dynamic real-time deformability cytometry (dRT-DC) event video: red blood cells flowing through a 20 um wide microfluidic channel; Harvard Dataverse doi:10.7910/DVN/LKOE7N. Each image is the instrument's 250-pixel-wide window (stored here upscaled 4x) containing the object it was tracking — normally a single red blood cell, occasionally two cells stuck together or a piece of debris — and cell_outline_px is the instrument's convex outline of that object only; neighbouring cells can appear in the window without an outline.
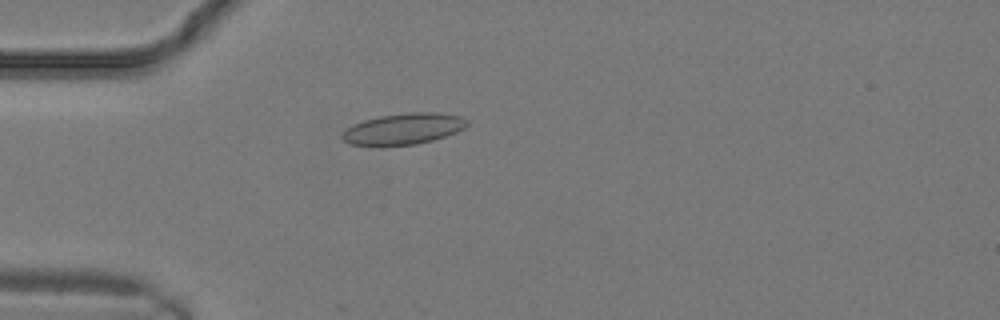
{"species": "common noctule bat (a hibernating species)", "species_latin": "Nyctalus noctula", "temperature_condition": "warm", "stored_images_in_passage": 12, "camera_frame_rate_fps": 3000, "um_per_image_px": 0.085, "animal": {"sex": "male", "body_mass_g": 19.2, "forearm_length_mm": 51.8}, "frame": {"image": 1, "passage_image": 8, "time_ms": 2.333, "image_size_px": [1000, 320], "cell_outline_px": [[468, 124], [464, 128], [456, 132], [432, 140], [416, 144], [348, 144], [340, 136], [348, 128], [364, 120], [380, 116], [408, 112], [436, 112], [460, 116], [468, 120]], "centroid_in_image_um": [34.35, 10.92], "position_along_channel_um": 50.7, "area_um2": 22.08}}
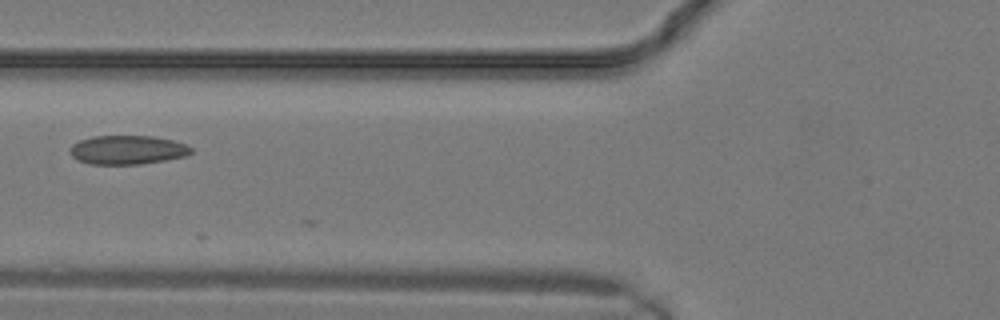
{"frame": {"image": 2, "passage_image": 11, "time_ms": 3.333, "image_size_px": [1000, 320], "cell_outline_px": [[192, 152], [184, 156], [164, 160], [140, 164], [88, 164], [76, 160], [68, 152], [72, 144], [80, 140], [92, 136], [152, 136], [172, 140], [184, 144], [192, 148]], "centroid_in_image_um": [10.77, 12.74], "position_along_channel_um": 115.0, "area_um2": 20.4}}